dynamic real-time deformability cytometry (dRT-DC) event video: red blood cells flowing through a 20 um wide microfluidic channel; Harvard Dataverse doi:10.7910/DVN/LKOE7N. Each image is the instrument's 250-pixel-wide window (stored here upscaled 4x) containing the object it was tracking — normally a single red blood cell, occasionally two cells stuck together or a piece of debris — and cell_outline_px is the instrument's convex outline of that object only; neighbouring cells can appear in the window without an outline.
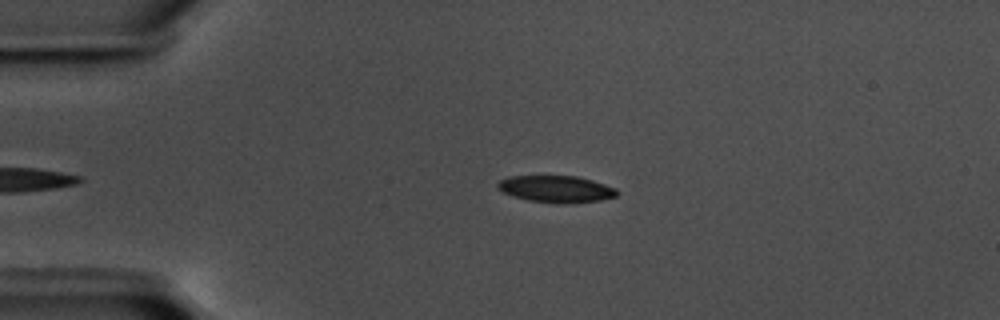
{"species": "common noctule bat (a hibernating species)", "species_latin": "Nyctalus noctula", "temperature_condition": "warm", "stored_images_in_passage": 42, "camera_frame_rate_fps": 3000, "um_per_image_px": 0.085, "animal": {"sex": "male", "body_mass_g": 17.5, "forearm_length_mm": 52.3}, "frame": {"image": 1, "passage_image": 4, "time_ms": 1.0, "image_size_px": [1000, 320], "cell_outline_px": [[620, 192], [616, 196], [600, 200], [560, 204], [528, 200], [512, 196], [496, 188], [496, 184], [500, 180], [508, 176], [576, 176], [592, 180], [616, 188]], "centroid_in_image_um": [47.26, 16.06], "position_along_channel_um": 37.7, "area_um2": 18.67}}
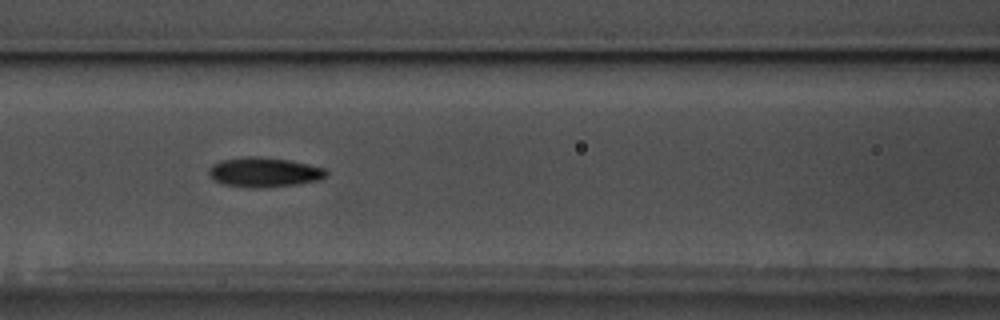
{"frame": {"image": 2, "passage_image": 16, "time_ms": 5.0, "image_size_px": [1000, 320], "cell_outline_px": [[328, 176], [316, 180], [296, 184], [260, 188], [252, 188], [224, 184], [216, 180], [208, 172], [208, 168], [212, 164], [220, 160], [244, 156], [260, 156], [292, 160], [324, 168], [328, 172]], "centroid_in_image_um": [22.45, 14.62], "position_along_channel_um": 144.2, "area_um2": 20.35}}
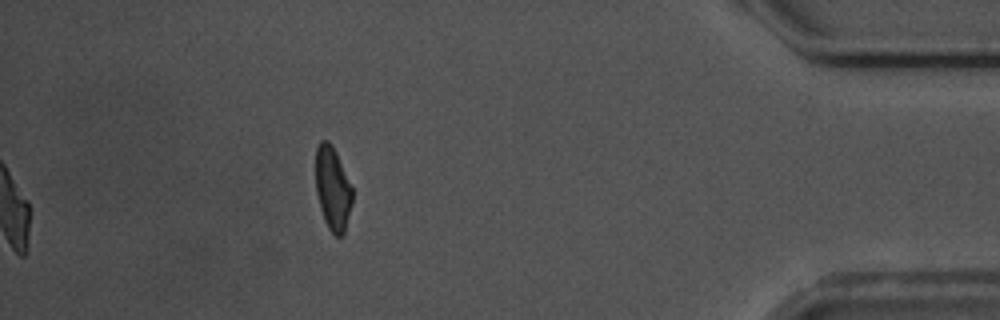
{"frame": {"image": 3, "passage_image": 42, "time_ms": 13.667, "image_size_px": [1000, 320], "cell_outline_px": [[352, 204], [344, 236], [336, 236], [328, 228], [324, 220], [320, 208], [316, 192], [316, 148], [320, 140], [328, 140], [332, 144], [336, 152], [352, 188]], "centroid_in_image_um": [28.28, 16.04], "position_along_channel_um": 406.9, "area_um2": 17.92}, "authors_computed_cell_mechanics": {"area_um2": 19.1318, "velocity_mm_per_s": 3.5851, "shape_relaxation_time_tau1_ms": 3.743, "shape_relaxation_time_tau2_ms": 1.6348, "deformation_change_tau1": 0.1427, "deformation_change_tau2": 0.073}}